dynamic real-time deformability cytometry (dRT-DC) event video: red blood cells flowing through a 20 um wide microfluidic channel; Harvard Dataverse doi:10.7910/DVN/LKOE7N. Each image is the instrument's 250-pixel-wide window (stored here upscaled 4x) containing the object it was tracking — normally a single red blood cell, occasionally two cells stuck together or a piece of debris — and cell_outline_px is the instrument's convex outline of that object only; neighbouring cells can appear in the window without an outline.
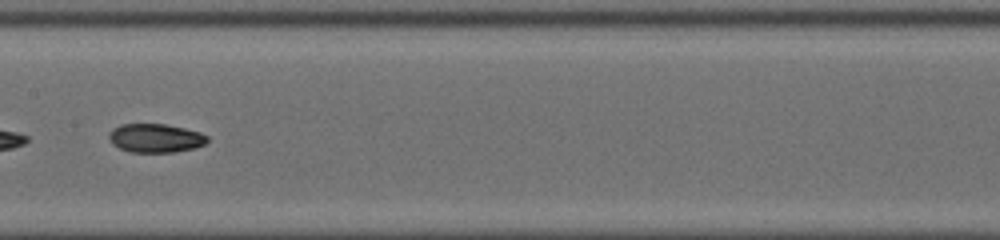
{"species": "common noctule bat (a hibernating species)", "species_latin": "Nyctalus noctula", "temperature_condition": "cold", "stored_images_in_passage": 26, "segment_of_instrument_passage": [2, 2], "camera_frame_rate_fps": 3000, "um_per_image_px": 0.085, "animal": {"sex": "male", "body_mass_g": 19.0, "forearm_length_mm": 50.8}, "frame": {"image": 1, "passage_image": 15, "time_ms": 4.667, "image_size_px": [1000, 240], "cell_outline_px": [[208, 140], [204, 144], [196, 148], [172, 152], [128, 152], [112, 144], [108, 136], [108, 132], [112, 128], [120, 124], [164, 124], [184, 128], [200, 132], [208, 136]], "centroid_in_image_um": [13.19, 11.74], "position_along_channel_um": 194.2, "area_um2": 16.59}}